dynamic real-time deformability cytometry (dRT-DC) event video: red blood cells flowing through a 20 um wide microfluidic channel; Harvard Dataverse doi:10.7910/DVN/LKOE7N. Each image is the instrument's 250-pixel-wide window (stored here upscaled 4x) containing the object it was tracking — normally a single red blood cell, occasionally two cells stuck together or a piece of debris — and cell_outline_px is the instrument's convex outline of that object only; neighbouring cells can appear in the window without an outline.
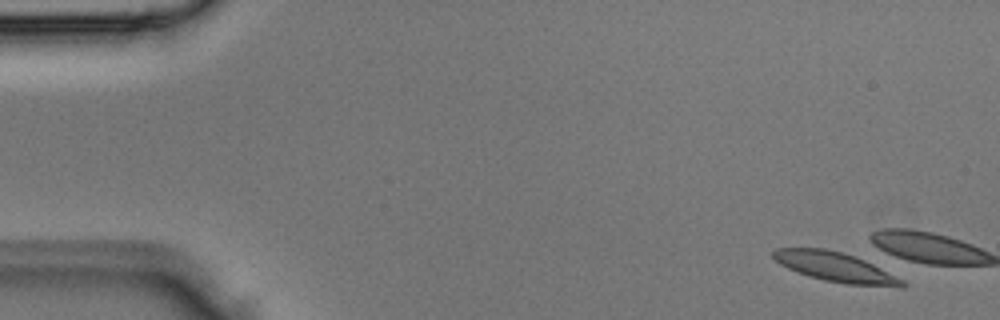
{"species": "Egyptian fruit bat (a non-hibernating species)", "species_latin": "Rousettus aegyptiacus", "temperature_condition": "room temperature", "stored_images_in_passage": 5, "camera_frame_rate_fps": 3000, "um_per_image_px": 0.085, "animal": {"sex": "male"}, "frame": {"image": 1, "passage_image": 1, "time_ms": 0.0, "image_size_px": [1000, 320], "cell_outline_px": [[908, 284], [904, 288], [900, 288], [848, 284], [824, 280], [808, 276], [796, 272], [780, 264], [772, 256], [772, 252], [776, 248], [824, 248], [844, 252], [856, 256], [904, 280]], "centroid_in_image_um": [71.04, 22.71], "position_along_channel_um": 14.0, "area_um2": 22.37}}